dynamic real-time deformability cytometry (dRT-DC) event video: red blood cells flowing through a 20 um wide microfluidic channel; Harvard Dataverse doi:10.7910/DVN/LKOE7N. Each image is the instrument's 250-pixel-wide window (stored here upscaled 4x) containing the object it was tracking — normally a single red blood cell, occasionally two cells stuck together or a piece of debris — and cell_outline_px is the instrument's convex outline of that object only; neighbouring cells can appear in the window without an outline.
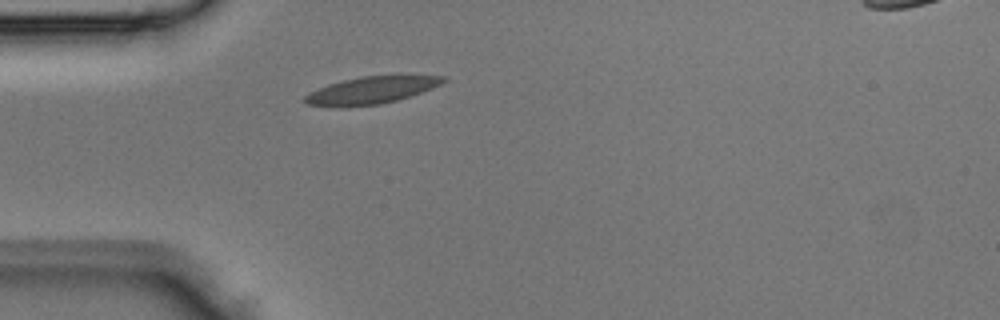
{"species": "Egyptian fruit bat (a non-hibernating species)", "species_latin": "Rousettus aegyptiacus", "temperature_condition": "room temperature", "stored_images_in_passage": 1, "camera_frame_rate_fps": 3000, "um_per_image_px": 0.085, "animal": {"sex": "male"}, "frame": {"image": 1, "passage_image": 1, "time_ms": 0.0, "image_size_px": [1000, 320], "cell_outline_px": [[448, 80], [432, 88], [396, 100], [380, 104], [308, 104], [304, 100], [304, 96], [328, 84], [344, 80], [364, 76], [444, 76]], "centroid_in_image_um": [31.65, 7.62], "position_along_channel_um": 53.4, "area_um2": 20.46}}